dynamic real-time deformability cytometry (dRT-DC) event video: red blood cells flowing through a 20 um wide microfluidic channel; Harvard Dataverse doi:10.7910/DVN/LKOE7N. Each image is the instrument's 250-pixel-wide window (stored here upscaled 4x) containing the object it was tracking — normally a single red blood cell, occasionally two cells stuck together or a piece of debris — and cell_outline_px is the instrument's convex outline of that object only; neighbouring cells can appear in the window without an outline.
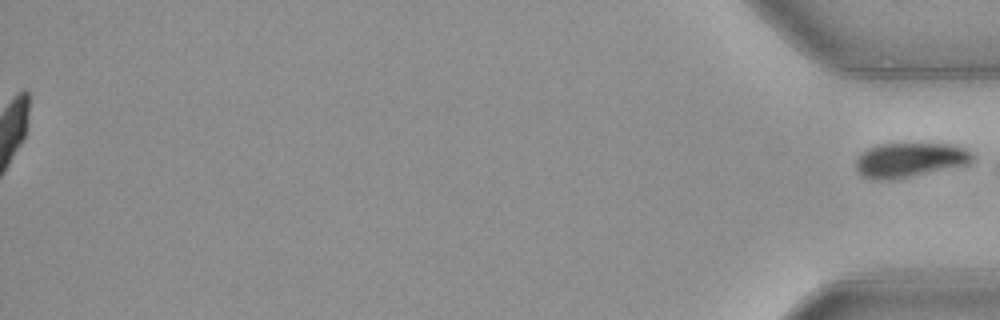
{"species": "common noctule bat (a hibernating species)", "species_latin": "Nyctalus noctula", "temperature_condition": "warm", "stored_images_in_passage": 53, "segment_of_instrument_passage": [2, 2], "camera_frame_rate_fps": 3000, "um_per_image_px": 0.085, "animal": {"sex": "female", "body_mass_g": 21.9}, "frame": {"image": 1, "passage_image": 53, "time_ms": 17.333, "image_size_px": [1000, 320], "cell_outline_px": [[972, 160], [968, 164], [892, 180], [876, 180], [864, 176], [856, 168], [856, 160], [868, 148], [880, 144], [952, 144], [964, 148], [972, 156]], "centroid_in_image_um": [77.31, 13.6], "position_along_channel_um": 357.9, "area_um2": 22.95}}